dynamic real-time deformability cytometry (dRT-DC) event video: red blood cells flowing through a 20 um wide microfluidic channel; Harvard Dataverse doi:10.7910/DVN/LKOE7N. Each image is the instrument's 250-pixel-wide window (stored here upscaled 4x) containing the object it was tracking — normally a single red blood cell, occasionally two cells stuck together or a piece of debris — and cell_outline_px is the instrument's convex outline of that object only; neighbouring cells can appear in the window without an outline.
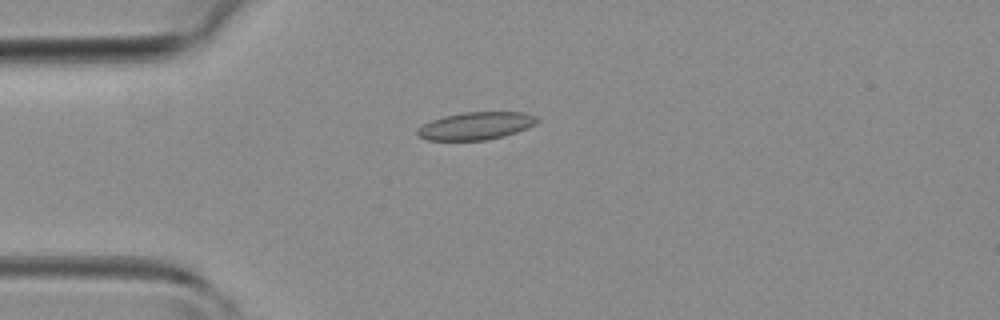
{"species": "common noctule bat (a hibernating species)", "species_latin": "Nyctalus noctula", "temperature_condition": "room temperature", "stored_images_in_passage": 42, "camera_frame_rate_fps": 3000, "um_per_image_px": 0.085, "animal": {"sex": "female", "body_mass_g": 19.3, "forearm_length_mm": 54.1}, "frame": {"image": 1, "passage_image": 9, "time_ms": 2.667, "image_size_px": [1000, 320], "cell_outline_px": [[540, 120], [536, 124], [516, 132], [504, 136], [488, 140], [428, 140], [416, 136], [416, 128], [432, 120], [444, 116], [464, 112], [524, 112], [536, 116]], "centroid_in_image_um": [40.44, 10.7], "position_along_channel_um": 44.6, "area_um2": 19.36}}
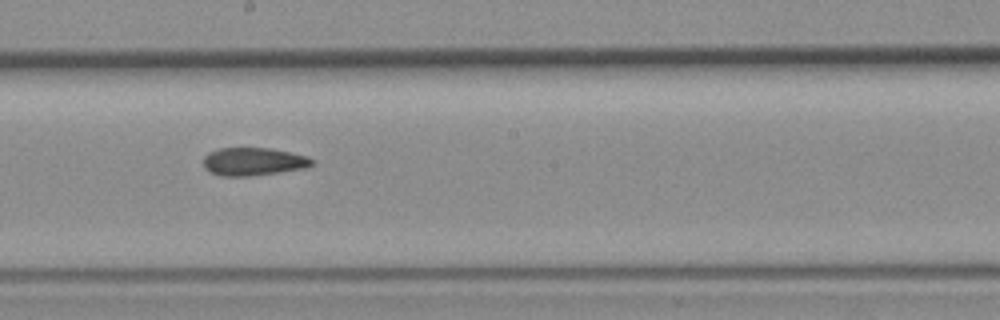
{"frame": {"image": 2, "passage_image": 22, "time_ms": 7.0, "image_size_px": [1000, 320], "cell_outline_px": [[316, 164], [308, 168], [280, 172], [248, 176], [220, 176], [204, 168], [204, 156], [208, 152], [220, 148], [268, 148], [292, 152], [308, 156]], "centroid_in_image_um": [21.58, 13.73], "position_along_channel_um": 226.6, "area_um2": 17.86}}
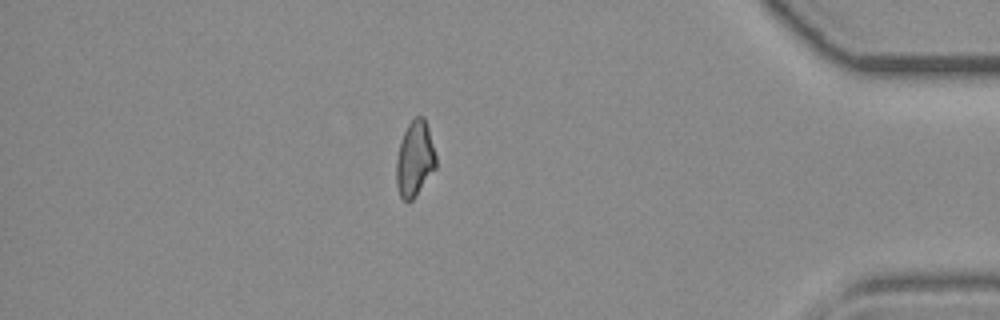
{"frame": {"image": 3, "passage_image": 36, "time_ms": 11.667, "image_size_px": [1000, 320], "cell_outline_px": [[436, 168], [412, 200], [404, 200], [400, 196], [396, 184], [396, 160], [400, 144], [404, 132], [408, 124], [416, 116], [424, 116], [428, 128], [436, 156]], "centroid_in_image_um": [35.25, 13.5], "position_along_channel_um": 399.9, "area_um2": 17.22}}